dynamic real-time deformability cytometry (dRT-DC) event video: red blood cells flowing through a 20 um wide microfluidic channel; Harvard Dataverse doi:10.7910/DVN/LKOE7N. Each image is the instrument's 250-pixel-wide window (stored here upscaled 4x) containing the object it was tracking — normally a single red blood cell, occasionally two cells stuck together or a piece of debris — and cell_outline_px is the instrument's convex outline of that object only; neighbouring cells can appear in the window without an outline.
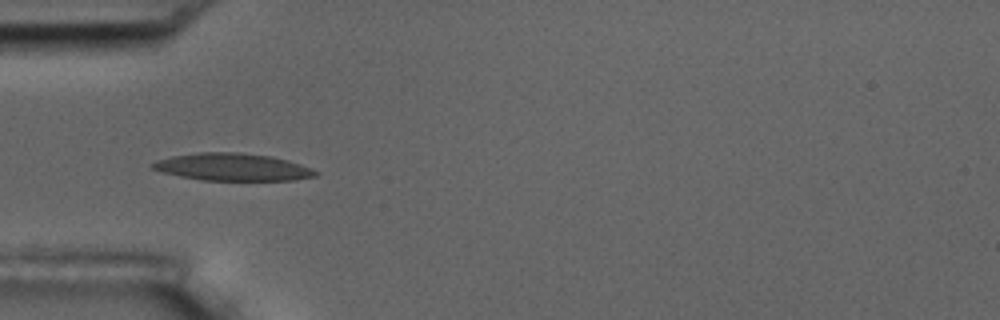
{"species": "common noctule bat (a hibernating species)", "species_latin": "Nyctalus noctula", "temperature_condition": "room temperature", "stored_images_in_passage": 4, "camera_frame_rate_fps": 3000, "um_per_image_px": 0.085, "animal": {"sex": "male", "body_mass_g": 17.5, "forearm_length_mm": 52.3}, "frame": {"image": 1, "passage_image": 4, "time_ms": 1.0, "image_size_px": [1000, 320], "cell_outline_px": [[320, 172], [316, 176], [292, 180], [200, 180], [180, 176], [164, 172], [152, 168], [148, 164], [156, 160], [172, 156], [196, 152], [240, 152], [272, 156], [288, 160], [312, 168]], "centroid_in_image_um": [19.77, 14.19], "position_along_channel_um": 65.2, "area_um2": 26.13}}